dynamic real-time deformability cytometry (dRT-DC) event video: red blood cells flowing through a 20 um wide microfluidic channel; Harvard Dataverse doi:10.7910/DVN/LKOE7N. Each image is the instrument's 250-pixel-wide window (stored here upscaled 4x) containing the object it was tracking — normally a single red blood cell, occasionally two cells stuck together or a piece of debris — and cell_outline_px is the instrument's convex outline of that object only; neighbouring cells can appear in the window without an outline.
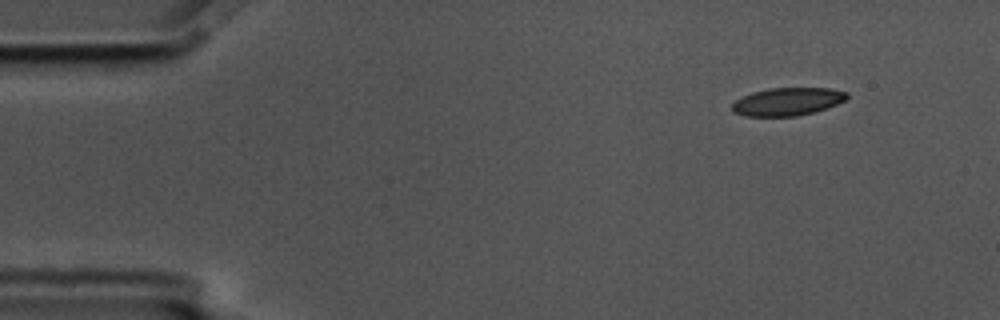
{"species": "common noctule bat (a hibernating species)", "species_latin": "Nyctalus noctula", "temperature_condition": "cold", "stored_images_in_passage": 4, "camera_frame_rate_fps": 3000, "um_per_image_px": 0.085, "animal": {"sex": "male", "body_mass_g": 17.5, "forearm_length_mm": 52.3}, "frame": {"image": 1, "passage_image": 1, "time_ms": 0.0, "image_size_px": [1000, 320], "cell_outline_px": [[848, 96], [844, 100], [828, 108], [796, 116], [744, 116], [732, 112], [732, 104], [736, 100], [752, 92], [768, 88], [832, 88], [848, 92]], "centroid_in_image_um": [66.93, 8.63], "position_along_channel_um": 18.1, "area_um2": 18.67}}
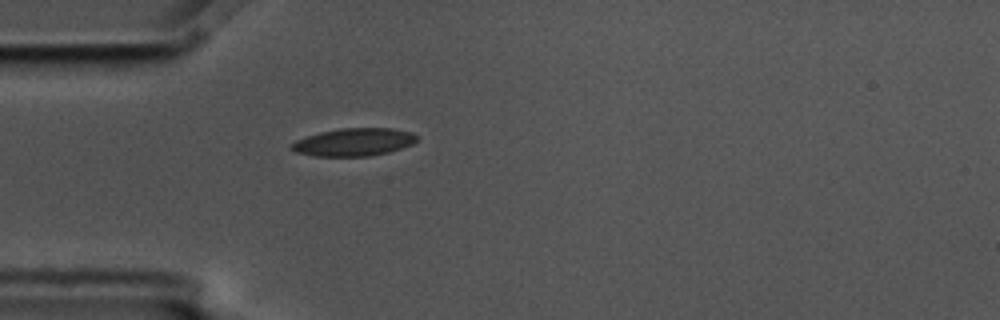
{"frame": {"image": 2, "passage_image": 4, "time_ms": 1.0, "image_size_px": [1000, 320], "cell_outline_px": [[416, 140], [412, 144], [388, 152], [368, 156], [316, 156], [296, 152], [288, 148], [296, 140], [304, 136], [320, 132], [340, 128], [392, 128], [412, 132], [416, 136]], "centroid_in_image_um": [30.04, 12.07], "position_along_channel_um": 55.0, "area_um2": 20.23}}